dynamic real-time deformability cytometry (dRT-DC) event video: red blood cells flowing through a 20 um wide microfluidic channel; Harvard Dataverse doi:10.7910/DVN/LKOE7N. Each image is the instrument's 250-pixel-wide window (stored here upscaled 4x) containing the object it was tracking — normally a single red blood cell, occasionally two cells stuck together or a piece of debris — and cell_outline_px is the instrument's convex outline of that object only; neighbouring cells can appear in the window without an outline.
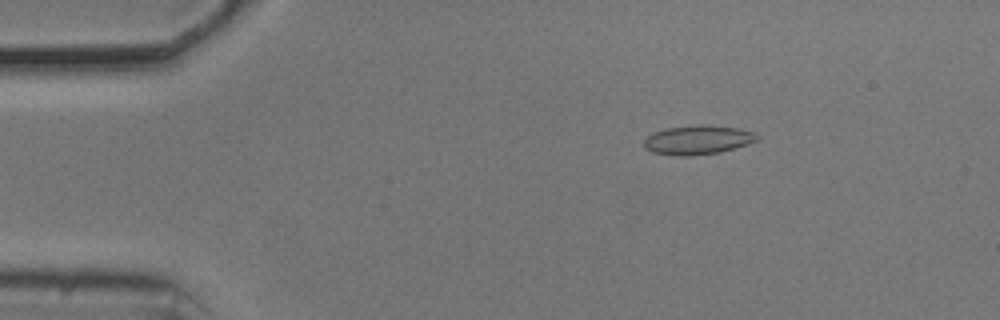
{"species": "common noctule bat (a hibernating species)", "species_latin": "Nyctalus noctula", "temperature_condition": "cold", "stored_images_in_passage": 54, "camera_frame_rate_fps": 3000, "um_per_image_px": 0.085, "animal": {"sex": "male", "body_mass_g": 20.5, "forearm_length_mm": 52.5}, "frame": {"image": 1, "passage_image": 9, "time_ms": 2.667, "image_size_px": [1000, 320], "cell_outline_px": [[760, 136], [756, 140], [748, 144], [720, 152], [688, 156], [680, 156], [652, 152], [644, 148], [644, 140], [648, 136], [656, 132], [668, 128], [700, 124], [704, 124], [740, 128], [752, 132]], "centroid_in_image_um": [59.32, 11.89], "position_along_channel_um": 25.7, "area_um2": 19.07}}
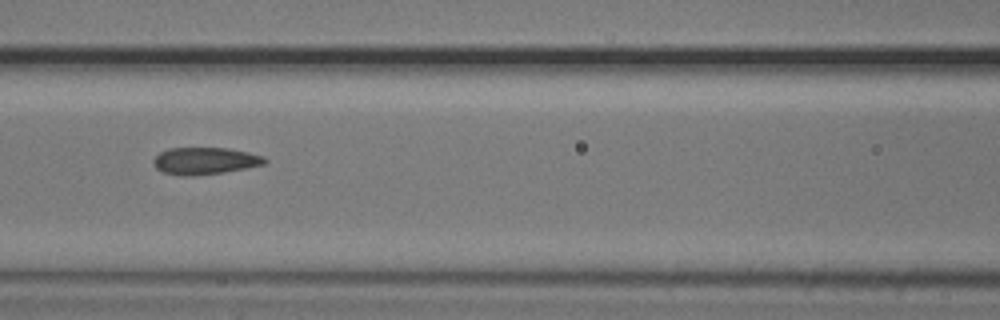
{"frame": {"image": 2, "passage_image": 24, "time_ms": 7.667, "image_size_px": [1000, 320], "cell_outline_px": [[268, 160], [264, 164], [248, 168], [224, 172], [192, 176], [180, 176], [164, 172], [156, 168], [152, 164], [152, 160], [160, 152], [168, 148], [228, 148], [248, 152], [264, 156]], "centroid_in_image_um": [17.42, 13.67], "position_along_channel_um": 149.2, "area_um2": 17.69}}
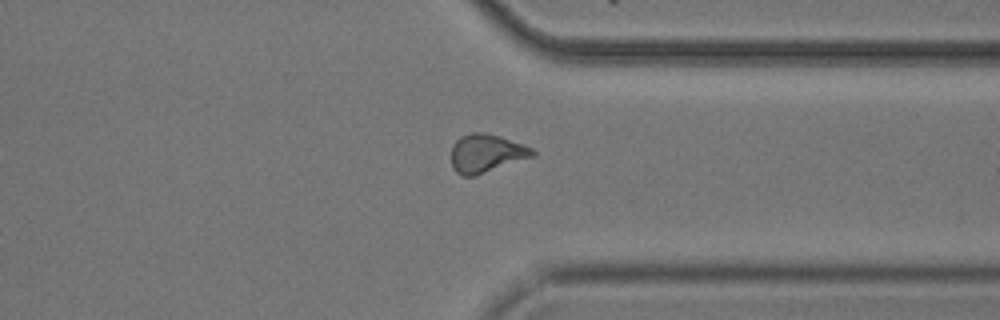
{"frame": {"image": 3, "passage_image": 42, "time_ms": 13.667, "image_size_px": [1000, 320], "cell_outline_px": [[536, 156], [476, 176], [464, 176], [456, 172], [452, 168], [452, 144], [460, 136], [472, 132], [484, 132], [500, 136], [524, 144], [532, 148], [536, 152]], "centroid_in_image_um": [41.36, 13.03], "position_along_channel_um": 370.0, "area_um2": 18.5}, "authors_computed_cell_mechanics": {"area_um2": 17.8891, "velocity_mm_per_s": 3.7153, "shape_relaxation_time_tau1_ms": null, "shape_relaxation_time_tau2_ms": 2.6473, "deformation_change_tau1": null, "deformation_change_tau2": 0.0716}}